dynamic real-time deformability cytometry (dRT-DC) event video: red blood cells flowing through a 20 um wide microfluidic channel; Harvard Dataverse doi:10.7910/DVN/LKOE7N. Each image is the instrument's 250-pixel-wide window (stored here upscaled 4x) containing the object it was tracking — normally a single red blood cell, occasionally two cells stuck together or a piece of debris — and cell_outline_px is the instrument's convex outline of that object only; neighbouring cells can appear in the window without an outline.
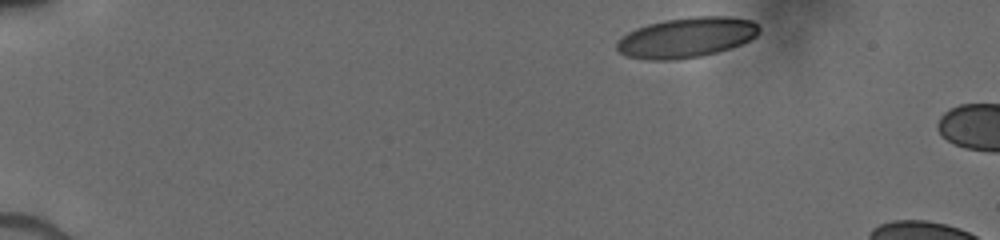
{"species": "human", "species_latin": "Homo sapiens", "temperature_condition": "cold", "stored_images_in_passage": 3, "camera_frame_rate_fps": 3000, "um_per_image_px": 0.085, "donor": {"sex": "male"}, "frame": {"image": 1, "passage_image": 1, "time_ms": 0.0, "image_size_px": [1000, 240], "cell_outline_px": [[760, 32], [756, 36], [740, 44], [716, 52], [700, 56], [676, 60], [648, 60], [624, 56], [616, 48], [616, 44], [628, 32], [636, 28], [648, 24], [664, 20], [696, 16], [728, 16], [752, 20], [760, 28]], "centroid_in_image_um": [58.34, 3.19], "position_along_channel_um": 26.7, "area_um2": 33.23}}